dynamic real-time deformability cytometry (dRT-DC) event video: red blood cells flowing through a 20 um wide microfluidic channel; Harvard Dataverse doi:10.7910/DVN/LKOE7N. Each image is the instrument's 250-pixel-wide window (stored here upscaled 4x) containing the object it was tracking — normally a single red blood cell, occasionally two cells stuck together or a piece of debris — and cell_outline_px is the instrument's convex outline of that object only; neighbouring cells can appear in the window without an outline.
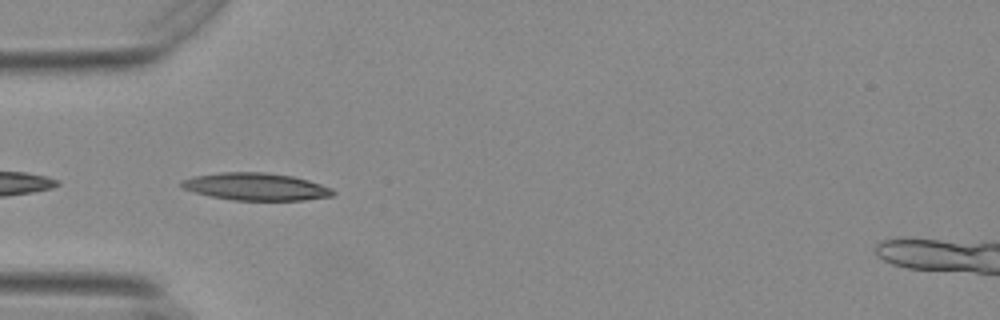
{"species": "Egyptian fruit bat (a non-hibernating species)", "species_latin": "Rousettus aegyptiacus", "temperature_condition": "warm", "stored_images_in_passage": 9, "camera_frame_rate_fps": 3000, "um_per_image_px": 0.085, "animal": {"sex": "female"}, "frame": {"image": 1, "passage_image": 1, "time_ms": 0.0, "image_size_px": [1000, 320], "cell_outline_px": [[336, 192], [332, 196], [304, 200], [232, 200], [212, 196], [196, 192], [184, 188], [180, 184], [184, 180], [196, 176], [224, 172], [264, 172], [292, 176], [308, 180], [332, 188]], "centroid_in_image_um": [21.82, 15.87], "position_along_channel_um": 63.2, "area_um2": 23.81}}